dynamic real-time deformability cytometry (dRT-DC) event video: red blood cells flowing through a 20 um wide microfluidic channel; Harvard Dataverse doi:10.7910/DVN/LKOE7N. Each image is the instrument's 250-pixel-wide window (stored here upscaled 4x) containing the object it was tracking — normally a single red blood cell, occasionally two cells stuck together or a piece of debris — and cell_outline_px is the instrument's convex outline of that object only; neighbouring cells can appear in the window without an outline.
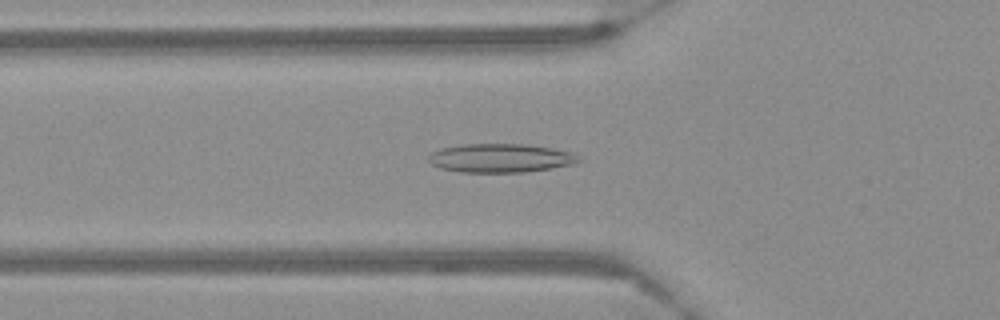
{"species": "Egyptian fruit bat (a non-hibernating species)", "species_latin": "Rousettus aegyptiacus", "temperature_condition": "warm", "stored_images_in_passage": 56, "camera_frame_rate_fps": 3000, "um_per_image_px": 0.085, "frame": {"image": 1, "passage_image": 19, "time_ms": 6.0, "image_size_px": [1000, 320], "cell_outline_px": [[580, 160], [576, 164], [552, 168], [524, 172], [460, 172], [440, 168], [432, 164], [428, 160], [428, 156], [432, 152], [440, 148], [460, 144], [528, 144], [552, 148], [572, 152]], "centroid_in_image_um": [42.53, 13.43], "position_along_channel_um": 83.3, "area_um2": 25.26}}
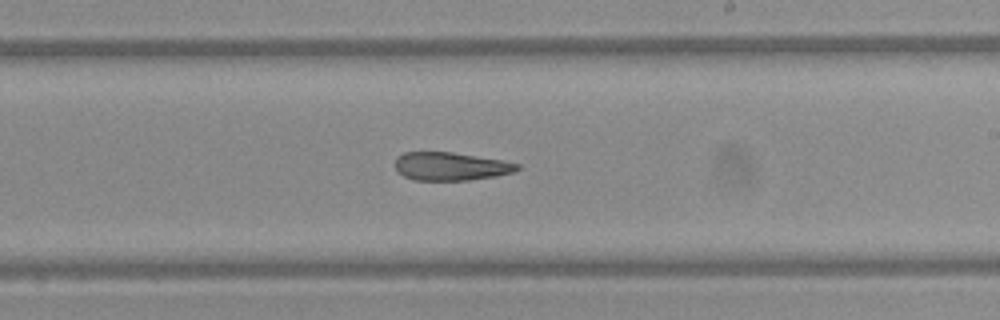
{"frame": {"image": 2, "passage_image": 33, "time_ms": 10.667, "image_size_px": [1000, 320], "cell_outline_px": [[520, 168], [512, 172], [496, 176], [468, 180], [412, 180], [396, 172], [396, 156], [404, 152], [452, 152], [504, 160], [520, 164]], "centroid_in_image_um": [38.29, 14.13], "position_along_channel_um": 250.7, "area_um2": 20.17}}
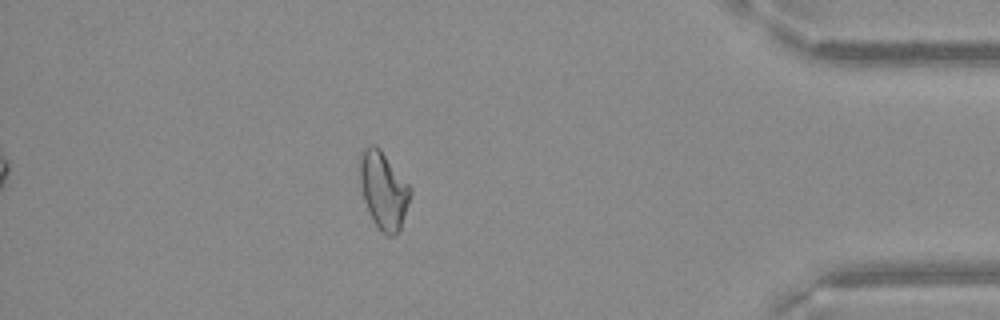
{"frame": {"image": 3, "passage_image": 49, "time_ms": 16.0, "image_size_px": [1000, 320], "cell_outline_px": [[412, 192], [400, 232], [392, 236], [388, 236], [380, 232], [372, 220], [364, 200], [360, 184], [356, 164], [364, 148], [372, 144], [376, 144], [380, 148], [412, 188]], "centroid_in_image_um": [32.58, 16.17], "position_along_channel_um": 402.6, "area_um2": 23.35}}